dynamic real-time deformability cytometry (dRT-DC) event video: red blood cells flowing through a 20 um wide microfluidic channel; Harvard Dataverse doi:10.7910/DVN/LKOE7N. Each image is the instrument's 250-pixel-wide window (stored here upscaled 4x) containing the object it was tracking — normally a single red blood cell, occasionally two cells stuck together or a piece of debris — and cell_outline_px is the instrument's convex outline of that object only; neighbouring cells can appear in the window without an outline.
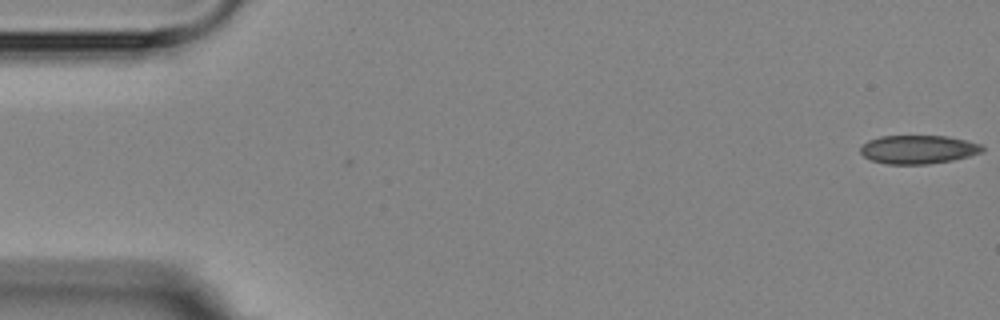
{"species": "Egyptian fruit bat (a non-hibernating species)", "species_latin": "Rousettus aegyptiacus", "temperature_condition": "room temperature", "stored_images_in_passage": 5, "camera_frame_rate_fps": 3000, "um_per_image_px": 0.085, "animal": {"sex": "female"}, "frame": {"image": 1, "passage_image": 1, "time_ms": 0.0, "image_size_px": [1000, 320], "cell_outline_px": [[984, 152], [952, 160], [928, 164], [888, 164], [872, 160], [864, 156], [860, 152], [860, 148], [868, 140], [880, 136], [948, 136], [980, 144], [984, 148]], "centroid_in_image_um": [78.05, 12.7], "position_along_channel_um": 7.0, "area_um2": 20.17}}
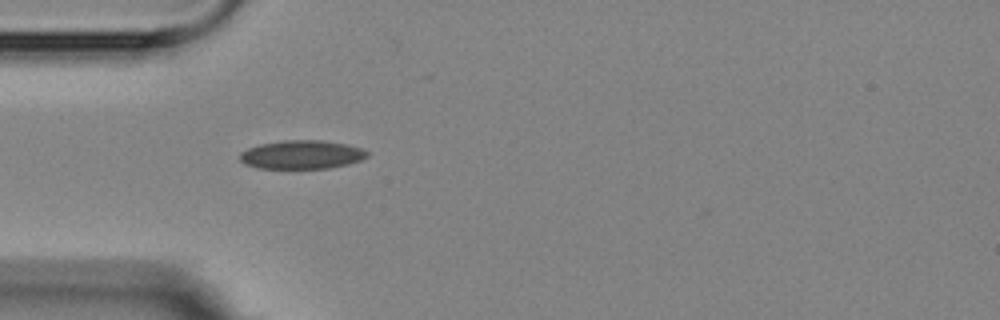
{"frame": {"image": 2, "passage_image": 5, "time_ms": 5.0, "image_size_px": [1000, 320], "cell_outline_px": [[368, 156], [360, 160], [348, 164], [328, 168], [256, 168], [244, 164], [240, 160], [240, 152], [248, 148], [260, 144], [284, 140], [320, 140], [344, 144], [360, 148], [368, 152]], "centroid_in_image_um": [25.61, 13.15], "position_along_channel_um": 59.4, "area_um2": 21.1}}